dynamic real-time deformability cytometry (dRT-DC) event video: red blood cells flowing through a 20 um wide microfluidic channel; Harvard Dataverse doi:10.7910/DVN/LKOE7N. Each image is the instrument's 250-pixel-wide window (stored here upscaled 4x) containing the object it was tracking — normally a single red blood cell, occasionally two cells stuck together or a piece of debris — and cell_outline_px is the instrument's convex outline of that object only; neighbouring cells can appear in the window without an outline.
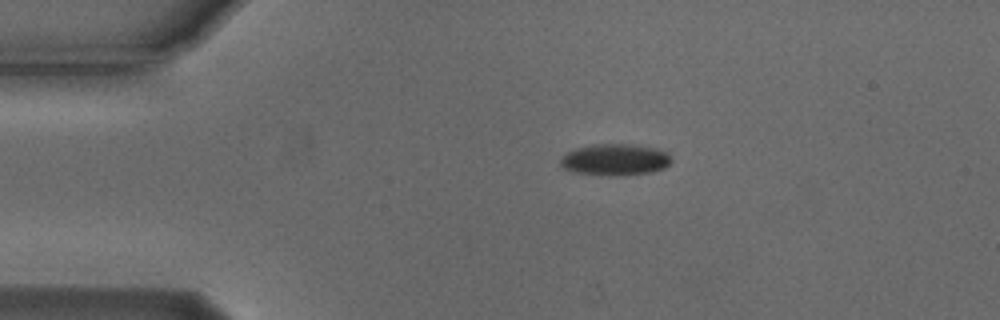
{"species": "Egyptian fruit bat (a non-hibernating species)", "species_latin": "Rousettus aegyptiacus", "temperature_condition": "cold", "stored_images_in_passage": 43, "camera_frame_rate_fps": 3000, "um_per_image_px": 0.085, "animal": {"sex": "male"}, "frame": {"image": 1, "passage_image": 1, "time_ms": 0.0, "image_size_px": [1000, 320], "cell_outline_px": [[672, 160], [664, 168], [648, 172], [576, 172], [564, 168], [560, 164], [560, 160], [568, 152], [576, 148], [592, 144], [628, 144], [656, 148], [668, 152]], "centroid_in_image_um": [52.31, 13.49], "position_along_channel_um": 32.7, "area_um2": 19.07}}
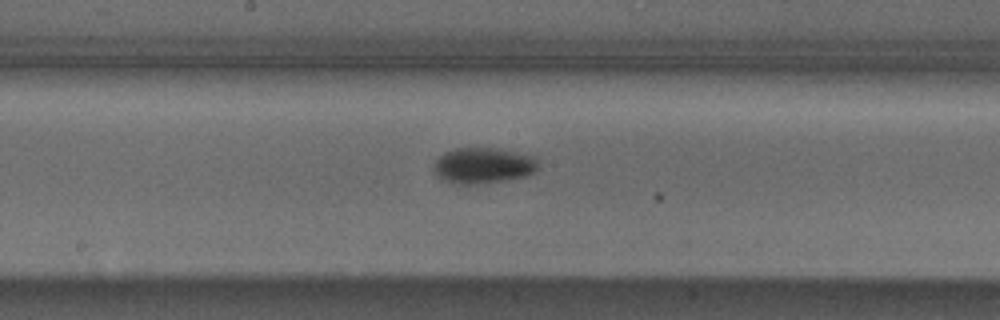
{"frame": {"image": 2, "passage_image": 18, "time_ms": 5.667, "image_size_px": [1000, 320], "cell_outline_px": [[536, 168], [532, 172], [524, 176], [500, 180], [468, 184], [460, 184], [448, 180], [440, 176], [432, 168], [436, 160], [444, 152], [456, 148], [492, 148], [532, 156], [536, 160]], "centroid_in_image_um": [41.02, 14.04], "position_along_channel_um": 207.2, "area_um2": 20.81}}
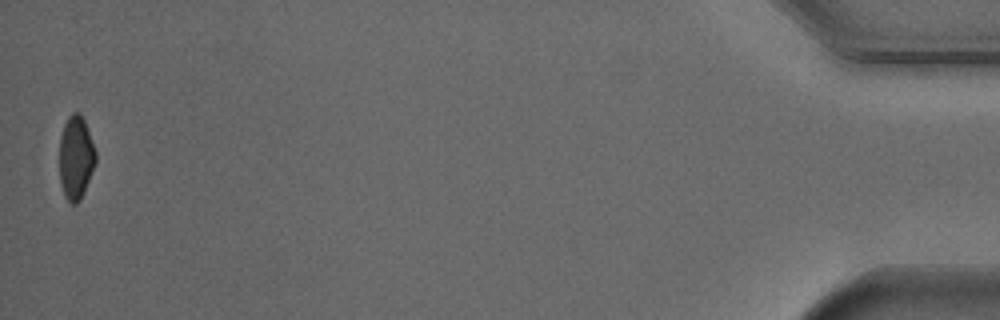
{"frame": {"image": 3, "passage_image": 43, "time_ms": 14.0, "image_size_px": [1000, 320], "cell_outline_px": [[96, 160], [80, 200], [76, 204], [72, 204], [64, 196], [60, 180], [60, 136], [64, 124], [68, 116], [72, 112], [80, 112], [84, 120], [96, 152]], "centroid_in_image_um": [6.43, 13.37], "position_along_channel_um": 428.8, "area_um2": 17.4}, "authors_computed_cell_mechanics": {"area_um2": 20.519, "velocity_mm_per_s": 3.8528, "shape_relaxation_time_tau1_ms": 2.6152, "shape_relaxation_time_tau2_ms": null, "deformation_change_tau1": 0.0842, "deformation_change_tau2": null}}